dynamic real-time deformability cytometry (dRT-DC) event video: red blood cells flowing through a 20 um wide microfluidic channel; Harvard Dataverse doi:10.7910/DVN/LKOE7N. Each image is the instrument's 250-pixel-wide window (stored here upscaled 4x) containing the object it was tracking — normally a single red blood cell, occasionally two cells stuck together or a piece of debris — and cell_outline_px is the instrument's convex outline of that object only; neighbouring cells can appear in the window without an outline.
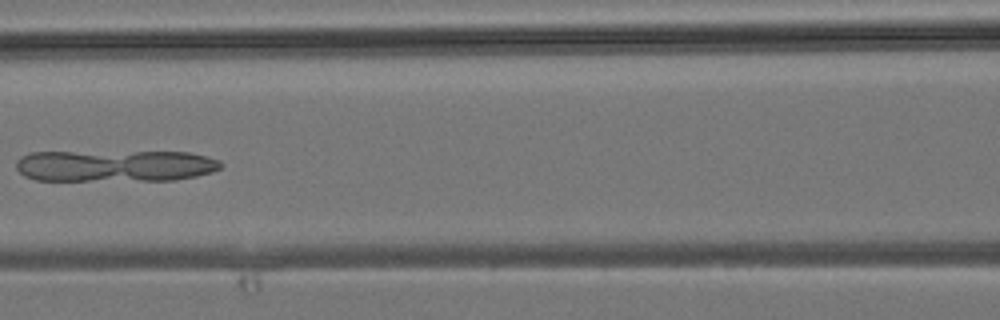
{"species": "common noctule bat (a hibernating species)", "species_latin": "Nyctalus noctula", "temperature_condition": "room temperature", "stored_images_in_passage": 41, "camera_frame_rate_fps": 3000, "um_per_image_px": 0.085, "animal": {"sex": "male", "body_mass_g": 19.2, "forearm_length_mm": 51.8}, "frame": {"image": 1, "passage_image": 18, "time_ms": 5.667, "image_size_px": [1000, 320], "cell_outline_px": [[224, 164], [220, 168], [212, 172], [196, 176], [176, 180], [36, 180], [24, 176], [16, 168], [16, 160], [20, 156], [28, 152], [188, 152], [208, 156], [220, 160]], "centroid_in_image_um": [9.78, 14.09], "position_along_channel_um": 156.8, "area_um2": 38.09}}
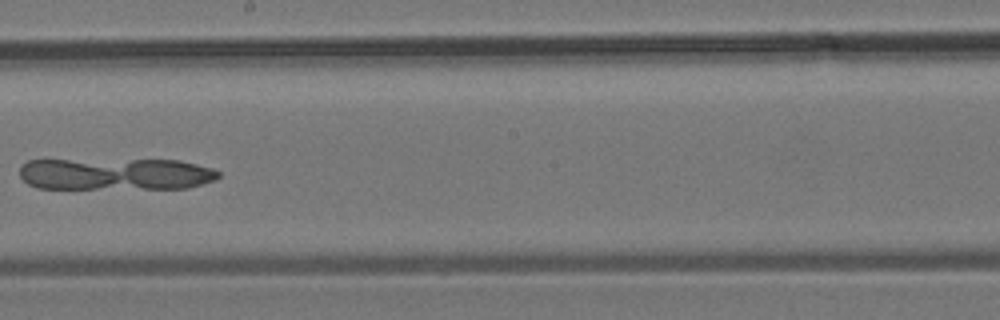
{"frame": {"image": 2, "passage_image": 23, "time_ms": 7.333, "image_size_px": [1000, 320], "cell_outline_px": [[220, 176], [216, 180], [188, 188], [36, 188], [28, 184], [20, 176], [20, 164], [28, 160], [180, 160], [212, 168], [220, 172]], "centroid_in_image_um": [9.83, 14.79], "position_along_channel_um": 238.4, "area_um2": 37.17}}
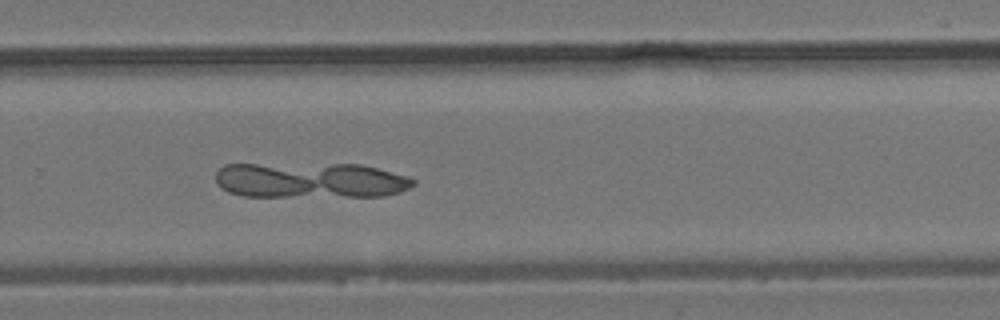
{"frame": {"image": 3, "passage_image": 27, "time_ms": 8.667, "image_size_px": [1000, 320], "cell_outline_px": [[416, 184], [400, 192], [384, 196], [244, 196], [228, 192], [220, 188], [216, 184], [216, 172], [224, 164], [360, 164], [376, 168], [404, 176], [416, 180]], "centroid_in_image_um": [26.33, 15.32], "position_along_channel_um": 303.5, "area_um2": 40.92}}